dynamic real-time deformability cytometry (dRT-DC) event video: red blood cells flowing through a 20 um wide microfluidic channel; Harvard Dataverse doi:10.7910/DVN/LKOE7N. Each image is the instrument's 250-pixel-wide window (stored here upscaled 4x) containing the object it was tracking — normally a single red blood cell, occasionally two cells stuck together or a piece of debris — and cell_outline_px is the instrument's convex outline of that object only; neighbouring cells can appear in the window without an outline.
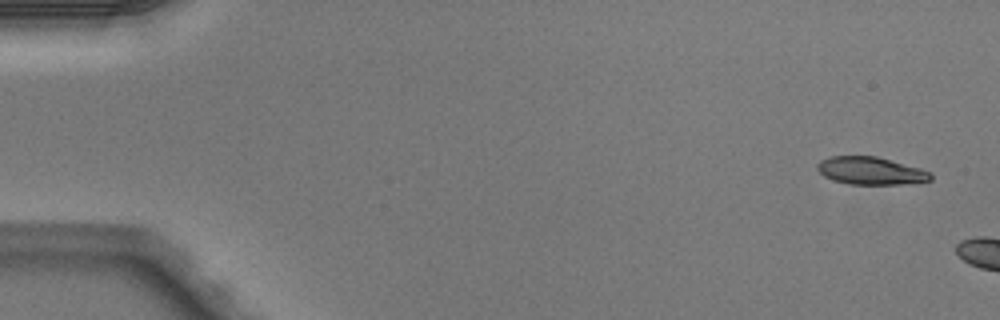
{"species": "Egyptian fruit bat (a non-hibernating species)", "species_latin": "Rousettus aegyptiacus", "temperature_condition": "warm", "stored_images_in_passage": 2, "camera_frame_rate_fps": 3000, "um_per_image_px": 0.085, "animal": {"sex": "male"}, "frame": {"image": 1, "passage_image": 1, "time_ms": 0.0, "image_size_px": [1000, 320], "cell_outline_px": [[932, 180], [900, 184], [848, 184], [832, 180], [824, 176], [816, 168], [816, 164], [820, 160], [832, 156], [876, 156], [920, 168], [932, 172]], "centroid_in_image_um": [73.99, 14.51], "position_along_channel_um": 11.0, "area_um2": 18.26}}